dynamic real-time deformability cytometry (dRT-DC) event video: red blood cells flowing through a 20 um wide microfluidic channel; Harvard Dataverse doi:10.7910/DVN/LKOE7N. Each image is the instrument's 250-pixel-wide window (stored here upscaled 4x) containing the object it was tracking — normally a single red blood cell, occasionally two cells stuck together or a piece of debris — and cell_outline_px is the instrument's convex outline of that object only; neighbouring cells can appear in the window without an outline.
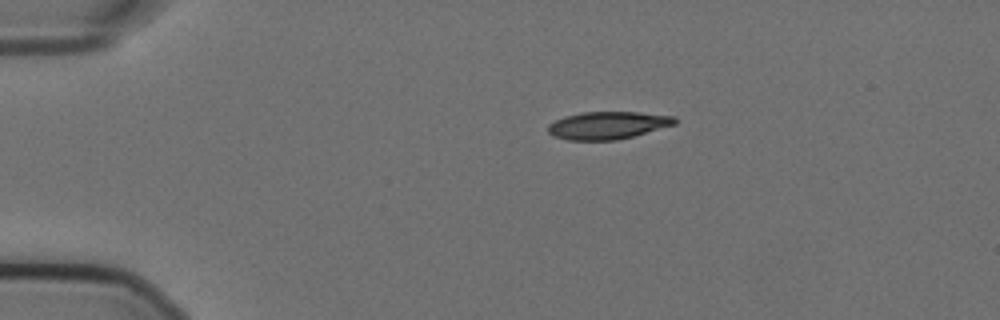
{"species": "Egyptian fruit bat (a non-hibernating species)", "species_latin": "Rousettus aegyptiacus", "temperature_condition": "cold", "stored_images_in_passage": 46, "camera_frame_rate_fps": 3000, "um_per_image_px": 0.085, "animal": {"sex": "female"}, "frame": {"image": 1, "passage_image": 1, "time_ms": 0.0, "image_size_px": [1000, 320], "cell_outline_px": [[676, 124], [632, 136], [616, 140], [568, 140], [552, 136], [548, 132], [548, 124], [564, 116], [584, 112], [636, 112], [676, 116]], "centroid_in_image_um": [51.64, 10.65], "position_along_channel_um": 33.4, "area_um2": 20.29}}
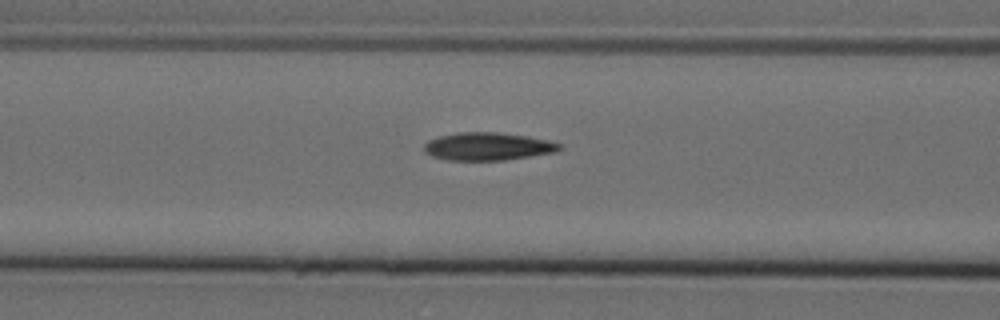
{"frame": {"image": 2, "passage_image": 13, "time_ms": 4.0, "image_size_px": [1000, 320], "cell_outline_px": [[564, 148], [556, 152], [504, 160], [448, 160], [432, 156], [424, 152], [424, 144], [428, 140], [440, 136], [460, 132], [496, 132], [528, 136], [548, 140], [560, 144]], "centroid_in_image_um": [41.47, 12.44], "position_along_channel_um": 125.1, "area_um2": 21.96}}
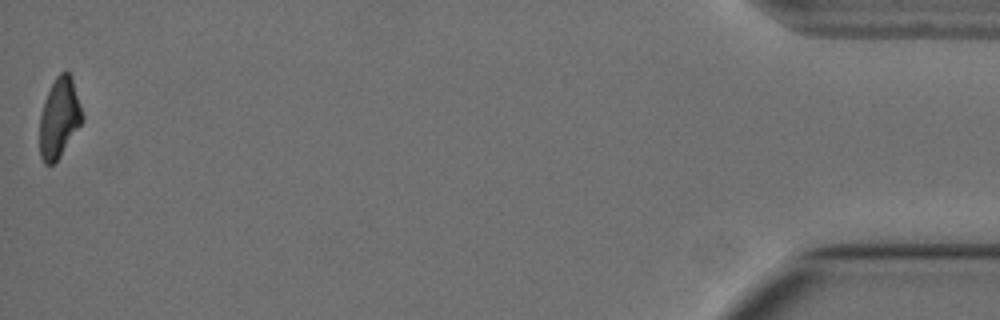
{"frame": {"image": 3, "passage_image": 46, "time_ms": 15.0, "image_size_px": [1000, 320], "cell_outline_px": [[84, 120], [60, 156], [52, 164], [44, 164], [40, 156], [40, 116], [44, 100], [56, 76], [60, 72], [68, 72], [72, 76], [84, 116]], "centroid_in_image_um": [5.05, 10.01], "position_along_channel_um": 430.2, "area_um2": 19.77}, "authors_computed_cell_mechanics": {"area_um2": 21.6461, "velocity_mm_per_s": 3.5908, "shape_relaxation_time_tau1_ms": 8.5093, "shape_relaxation_time_tau2_ms": 4.5226, "deformation_change_tau1": 0.2179, "deformation_change_tau2": 0.1162}}